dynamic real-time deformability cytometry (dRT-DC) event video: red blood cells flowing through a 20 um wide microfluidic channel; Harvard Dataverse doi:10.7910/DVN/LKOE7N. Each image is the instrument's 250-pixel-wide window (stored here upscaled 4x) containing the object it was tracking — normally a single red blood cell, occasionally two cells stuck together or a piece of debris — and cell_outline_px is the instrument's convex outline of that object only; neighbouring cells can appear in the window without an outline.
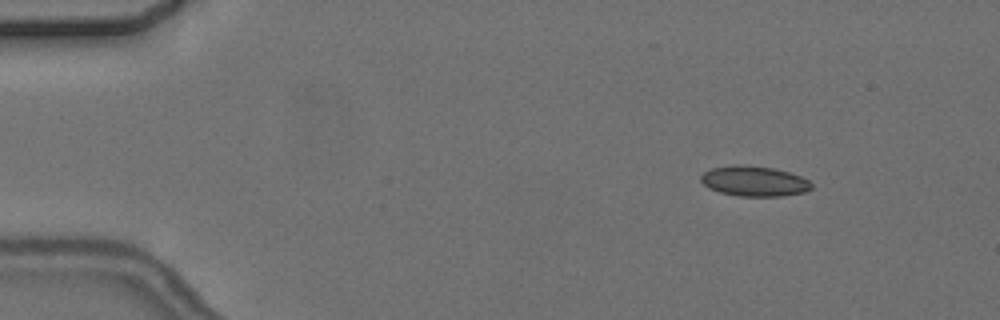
{"species": "common noctule bat (a hibernating species)", "species_latin": "Nyctalus noctula", "temperature_condition": "cold", "stored_images_in_passage": 5, "camera_frame_rate_fps": 3000, "um_per_image_px": 0.085, "animal": {"sex": "female", "body_mass_g": 24.6, "forearm_length_mm": 56.2}, "frame": {"image": 1, "passage_image": 1, "time_ms": 0.0, "image_size_px": [1000, 320], "cell_outline_px": [[812, 188], [804, 192], [780, 196], [740, 196], [720, 192], [708, 188], [700, 180], [700, 176], [704, 172], [712, 168], [736, 164], [740, 164], [772, 168], [788, 172], [800, 176], [808, 180], [812, 184]], "centroid_in_image_um": [64.08, 15.39], "position_along_channel_um": 20.9, "area_um2": 19.36}}
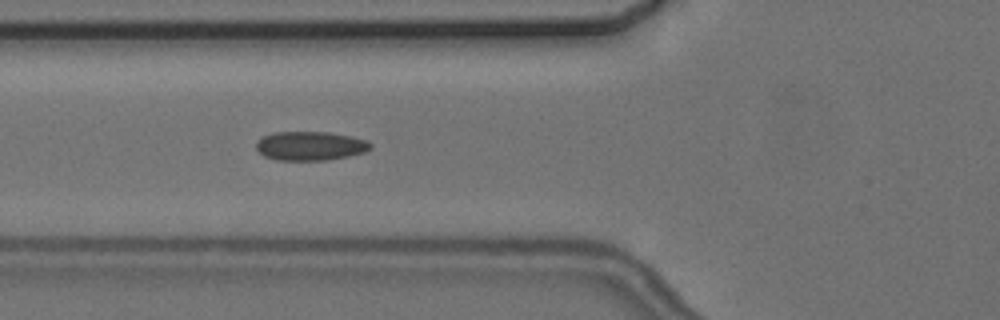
{"frame": {"image": 2, "passage_image": 5, "time_ms": 4.667, "image_size_px": [1000, 320], "cell_outline_px": [[372, 148], [364, 152], [348, 156], [328, 160], [276, 160], [264, 156], [256, 148], [256, 140], [264, 136], [276, 132], [328, 132], [352, 136], [364, 140], [372, 144]], "centroid_in_image_um": [26.36, 12.4], "position_along_channel_um": 99.4, "area_um2": 19.31}}